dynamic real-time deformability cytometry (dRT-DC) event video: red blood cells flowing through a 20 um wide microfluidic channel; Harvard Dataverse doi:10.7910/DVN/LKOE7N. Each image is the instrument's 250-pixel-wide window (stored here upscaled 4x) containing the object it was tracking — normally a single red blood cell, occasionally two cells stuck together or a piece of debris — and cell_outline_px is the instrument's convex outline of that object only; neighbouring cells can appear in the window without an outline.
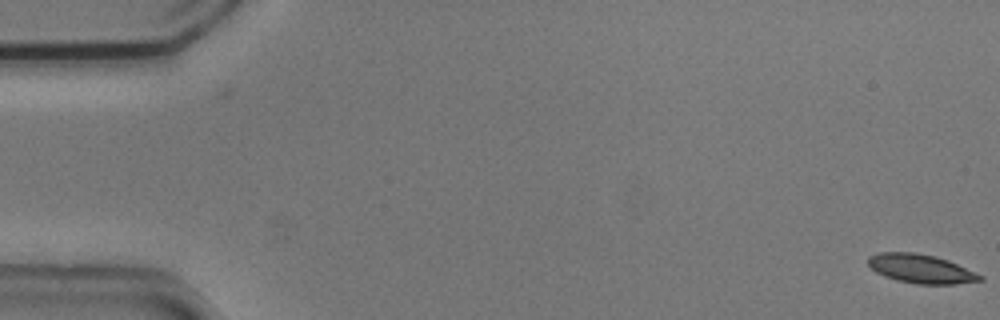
{"species": "common noctule bat (a hibernating species)", "species_latin": "Nyctalus noctula", "temperature_condition": "cold", "stored_images_in_passage": 3, "camera_frame_rate_fps": 3000, "um_per_image_px": 0.085, "animal": {"sex": "male", "body_mass_g": 20.5, "forearm_length_mm": 52.5}, "frame": {"image": 1, "passage_image": 3, "time_ms": 0.667, "image_size_px": [1000, 320], "cell_outline_px": [[984, 280], [956, 284], [916, 284], [896, 280], [884, 276], [876, 272], [868, 264], [868, 256], [880, 252], [916, 252], [936, 256], [948, 260], [984, 276]], "centroid_in_image_um": [78.28, 22.84], "position_along_channel_um": 6.7, "area_um2": 18.96}}